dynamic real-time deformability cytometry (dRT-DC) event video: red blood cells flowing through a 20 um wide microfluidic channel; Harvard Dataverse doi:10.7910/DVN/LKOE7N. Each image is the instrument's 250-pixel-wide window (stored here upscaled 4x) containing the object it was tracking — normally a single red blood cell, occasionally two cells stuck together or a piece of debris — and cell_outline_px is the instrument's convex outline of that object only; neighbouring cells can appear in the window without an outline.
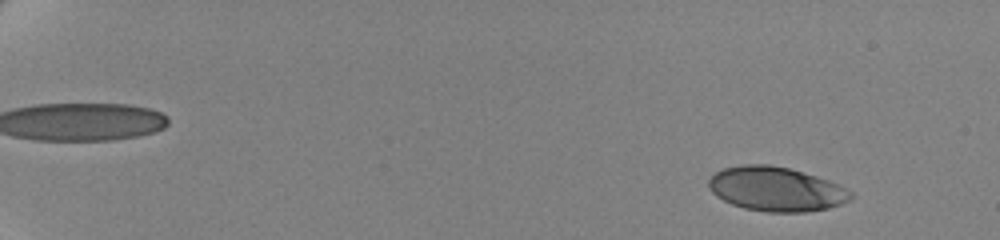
{"species": "human", "species_latin": "Homo sapiens", "temperature_condition": "cold", "stored_images_in_passage": 61, "camera_frame_rate_fps": 3000, "um_per_image_px": 0.085, "donor": {"sex": "female"}, "frame": {"image": 1, "passage_image": 6, "time_ms": 1.667, "image_size_px": [1000, 240], "cell_outline_px": [[852, 196], [848, 200], [840, 204], [828, 208], [804, 212], [768, 212], [744, 208], [732, 204], [716, 196], [708, 188], [708, 180], [716, 172], [724, 168], [740, 164], [768, 164], [788, 168], [816, 176], [840, 184], [852, 192]], "centroid_in_image_um": [65.95, 16.06], "position_along_channel_um": 19.1, "area_um2": 36.65}}
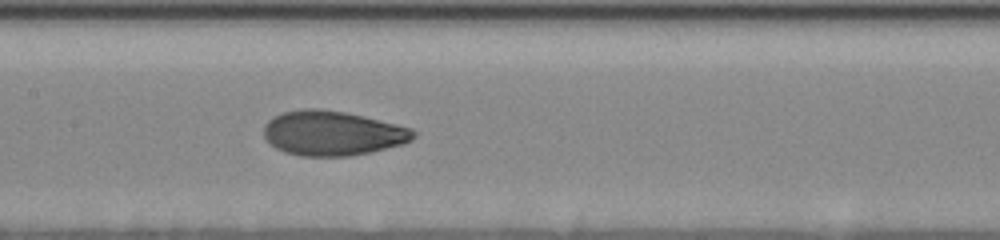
{"frame": {"image": 2, "passage_image": 34, "time_ms": 11.0, "image_size_px": [1000, 240], "cell_outline_px": [[416, 136], [412, 140], [404, 144], [368, 152], [348, 156], [300, 156], [284, 152], [276, 148], [264, 136], [264, 124], [272, 116], [280, 112], [304, 108], [320, 108], [344, 112], [364, 116], [412, 128], [416, 132]], "centroid_in_image_um": [28.25, 11.31], "position_along_channel_um": 179.2, "area_um2": 39.13}}
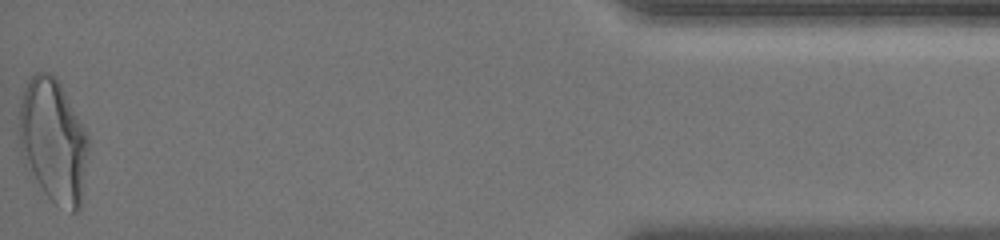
{"frame": {"image": 3, "passage_image": 61, "time_ms": 20.0, "image_size_px": [1000, 240], "cell_outline_px": [[88, 152], [80, 208], [76, 212], [72, 212], [56, 204], [44, 192], [20, 156], [20, 104], [24, 88], [28, 80], [36, 72], [48, 72], [56, 76], [88, 136]], "centroid_in_image_um": [4.52, 11.96], "position_along_channel_um": 430.7, "area_um2": 49.36}, "authors_computed_cell_mechanics": {"area_um2": 37.859, "velocity_mm_per_s": 3.4912, "shape_relaxation_time_tau1_ms": 4.7886, "shape_relaxation_time_tau2_ms": 1.002, "deformation_change_tau1": 0.1718, "deformation_change_tau2": 0.0592}}